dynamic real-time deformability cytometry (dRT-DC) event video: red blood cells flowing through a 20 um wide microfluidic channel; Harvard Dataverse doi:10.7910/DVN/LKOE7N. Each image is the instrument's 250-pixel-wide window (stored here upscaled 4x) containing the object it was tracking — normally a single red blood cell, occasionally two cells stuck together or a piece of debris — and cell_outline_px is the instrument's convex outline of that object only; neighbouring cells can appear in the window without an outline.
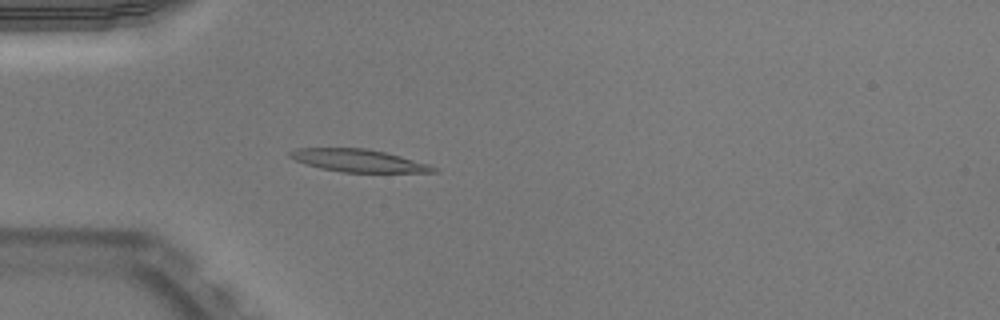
{"species": "Egyptian fruit bat (a non-hibernating species)", "species_latin": "Rousettus aegyptiacus", "temperature_condition": "warm", "stored_images_in_passage": 52, "camera_frame_rate_fps": 3000, "um_per_image_px": 0.085, "animal": {"sex": "male"}, "frame": {"image": 1, "passage_image": 16, "time_ms": 5.0, "image_size_px": [1000, 320], "cell_outline_px": [[440, 168], [436, 172], [340, 172], [320, 168], [296, 160], [288, 156], [288, 152], [296, 148], [364, 148], [384, 152], [400, 156], [428, 164]], "centroid_in_image_um": [30.46, 13.65], "position_along_channel_um": 54.5, "area_um2": 18.73}}
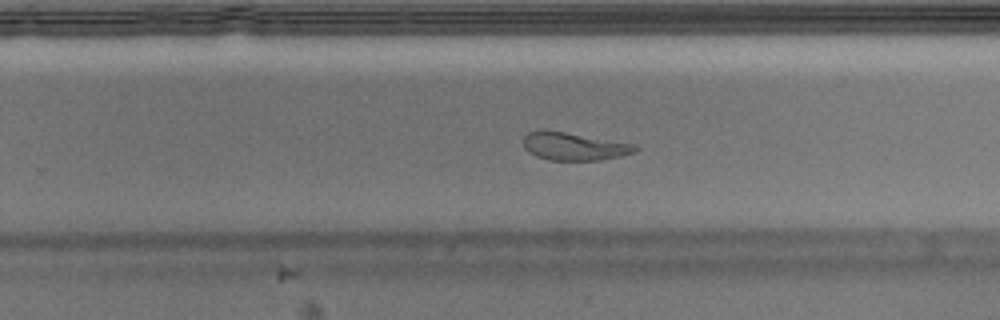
{"frame": {"image": 2, "passage_image": 34, "time_ms": 11.0, "image_size_px": [1000, 320], "cell_outline_px": [[640, 148], [636, 152], [620, 156], [600, 160], [548, 160], [536, 156], [528, 152], [524, 148], [524, 136], [528, 132], [544, 128], [636, 144]], "centroid_in_image_um": [48.79, 12.42], "position_along_channel_um": 281.0, "area_um2": 18.5}}
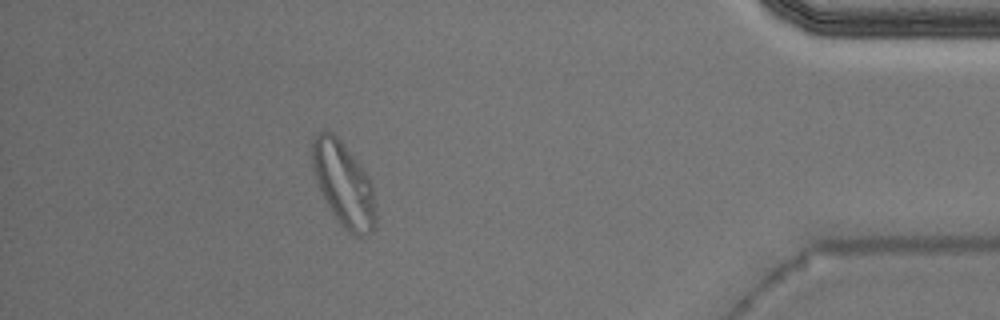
{"frame": {"image": 3, "passage_image": 47, "time_ms": 15.333, "image_size_px": [1000, 320], "cell_outline_px": [[376, 220], [372, 232], [360, 236], [356, 236], [336, 216], [328, 204], [316, 180], [312, 168], [312, 140], [324, 128], [328, 128], [340, 140], [356, 160], [368, 176], [372, 184], [376, 216]], "centroid_in_image_um": [29.2, 15.58], "position_along_channel_um": 406.0, "area_um2": 30.29}, "authors_computed_cell_mechanics": {"area_um2": 19.7098, "velocity_mm_per_s": 3.9099, "shape_relaxation_time_tau1_ms": 4.5526, "shape_relaxation_time_tau2_ms": 1.3451, "deformation_change_tau1": 0.2518, "deformation_change_tau2": 0.1047}}